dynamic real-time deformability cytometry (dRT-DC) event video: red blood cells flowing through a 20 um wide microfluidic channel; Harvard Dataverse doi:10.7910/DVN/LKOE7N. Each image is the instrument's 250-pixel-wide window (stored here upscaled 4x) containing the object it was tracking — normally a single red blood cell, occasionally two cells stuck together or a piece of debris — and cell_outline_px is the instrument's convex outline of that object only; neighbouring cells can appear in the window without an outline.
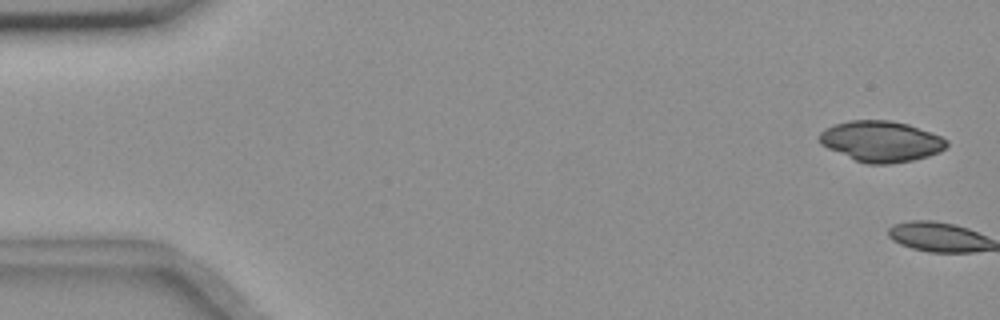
{"species": "common noctule bat (a hibernating species)", "species_latin": "Nyctalus noctula", "temperature_condition": "room temperature", "stored_images_in_passage": 4, "camera_frame_rate_fps": 3000, "um_per_image_px": 0.085, "animal": {"sex": "female", "body_mass_g": 18.4}, "frame": {"image": 1, "passage_image": 2, "time_ms": 0.333, "image_size_px": [1000, 320], "cell_outline_px": [[948, 144], [940, 152], [928, 156], [912, 160], [888, 164], [868, 164], [856, 160], [828, 148], [820, 144], [816, 136], [824, 128], [832, 124], [848, 120], [888, 120], [908, 124], [932, 132], [948, 140]], "centroid_in_image_um": [74.86, 12.0], "position_along_channel_um": 10.1, "area_um2": 30.4}}